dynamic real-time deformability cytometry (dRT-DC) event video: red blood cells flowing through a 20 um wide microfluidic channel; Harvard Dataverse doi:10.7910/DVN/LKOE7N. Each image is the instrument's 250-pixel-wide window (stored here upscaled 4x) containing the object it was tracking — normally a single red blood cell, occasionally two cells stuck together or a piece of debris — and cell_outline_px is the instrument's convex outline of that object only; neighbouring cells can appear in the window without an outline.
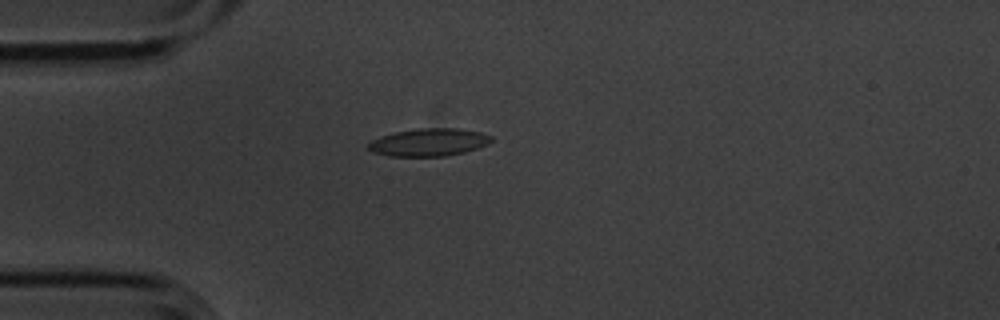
{"species": "common noctule bat (a hibernating species)", "species_latin": "Nyctalus noctula", "temperature_condition": "cold", "stored_images_in_passage": 7, "camera_frame_rate_fps": 3000, "um_per_image_px": 0.085, "animal": {"sex": "male", "body_mass_g": 20.1, "forearm_length_mm": 53.5}, "frame": {"image": 1, "passage_image": 7, "time_ms": 2.0, "image_size_px": [1000, 320], "cell_outline_px": [[492, 140], [488, 144], [464, 152], [444, 156], [388, 156], [372, 152], [368, 148], [368, 144], [372, 140], [380, 136], [396, 132], [416, 128], [460, 128], [480, 132], [492, 136]], "centroid_in_image_um": [36.44, 12.09], "position_along_channel_um": 48.6, "area_um2": 19.83}}